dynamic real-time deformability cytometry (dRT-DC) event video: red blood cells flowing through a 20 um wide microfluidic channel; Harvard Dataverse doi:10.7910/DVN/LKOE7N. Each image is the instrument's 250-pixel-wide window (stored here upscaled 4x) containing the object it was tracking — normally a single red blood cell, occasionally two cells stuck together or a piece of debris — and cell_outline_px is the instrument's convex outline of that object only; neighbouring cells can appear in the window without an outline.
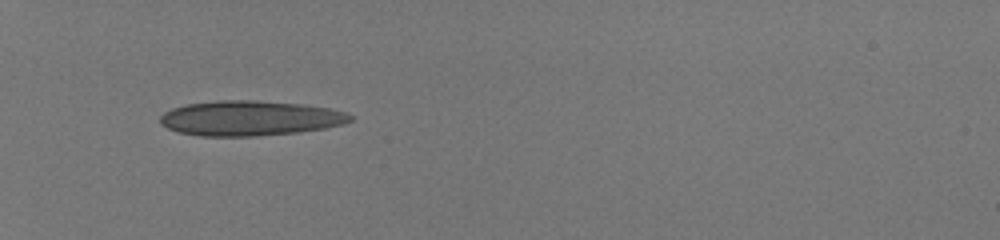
{"species": "human", "species_latin": "Homo sapiens", "temperature_condition": "room temperature", "stored_images_in_passage": 33, "camera_frame_rate_fps": 3000, "um_per_image_px": 0.085, "donor": {"sex": "male"}, "frame": {"image": 1, "passage_image": 1, "time_ms": 0.0, "image_size_px": [1000, 240], "cell_outline_px": [[352, 120], [344, 124], [324, 128], [296, 132], [256, 136], [200, 136], [176, 132], [160, 124], [160, 116], [164, 112], [172, 108], [188, 104], [220, 100], [256, 100], [304, 104], [328, 108], [348, 112], [352, 116]], "centroid_in_image_um": [21.24, 10.04], "position_along_channel_um": 63.8, "area_um2": 38.9}}
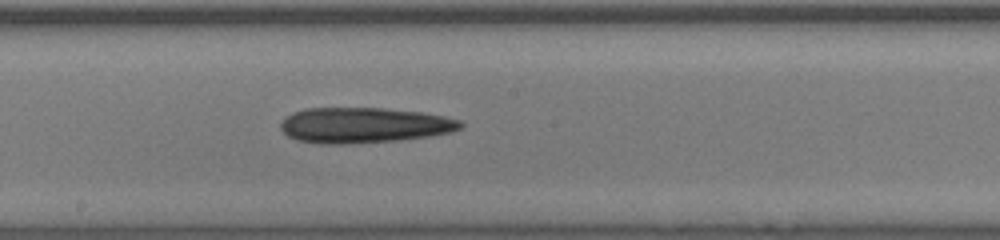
{"frame": {"image": 2, "passage_image": 14, "time_ms": 4.333, "image_size_px": [1000, 240], "cell_outline_px": [[464, 124], [460, 128], [452, 132], [428, 136], [400, 140], [344, 144], [320, 144], [296, 140], [288, 136], [280, 128], [280, 124], [284, 116], [292, 112], [304, 108], [384, 108], [424, 112], [444, 116], [460, 120]], "centroid_in_image_um": [30.91, 10.64], "position_along_channel_um": 217.3, "area_um2": 37.51}}
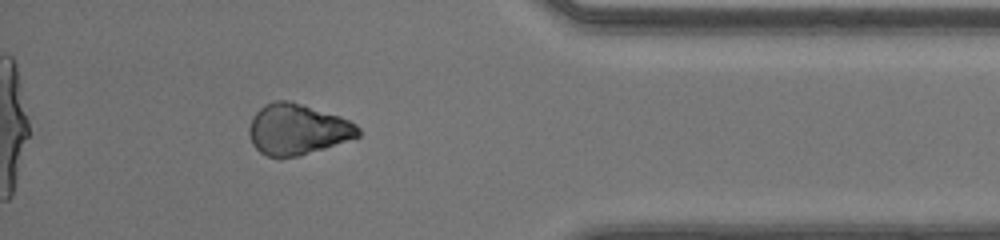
{"frame": {"image": 3, "passage_image": 29, "time_ms": 9.333, "image_size_px": [1000, 240], "cell_outline_px": [[360, 136], [300, 156], [280, 160], [276, 160], [260, 152], [252, 144], [248, 132], [248, 128], [252, 116], [264, 104], [272, 100], [292, 100], [340, 116], [356, 124], [360, 128]], "centroid_in_image_um": [25.24, 11.0], "position_along_channel_um": 410.0, "area_um2": 32.95}, "authors_computed_cell_mechanics": {"area_um2": 35.836, "velocity_mm_per_s": 4.1699, "shape_relaxation_time_tau1_ms": null, "shape_relaxation_time_tau2_ms": 2.3794, "deformation_change_tau1": null, "deformation_change_tau2": 0.0559}}